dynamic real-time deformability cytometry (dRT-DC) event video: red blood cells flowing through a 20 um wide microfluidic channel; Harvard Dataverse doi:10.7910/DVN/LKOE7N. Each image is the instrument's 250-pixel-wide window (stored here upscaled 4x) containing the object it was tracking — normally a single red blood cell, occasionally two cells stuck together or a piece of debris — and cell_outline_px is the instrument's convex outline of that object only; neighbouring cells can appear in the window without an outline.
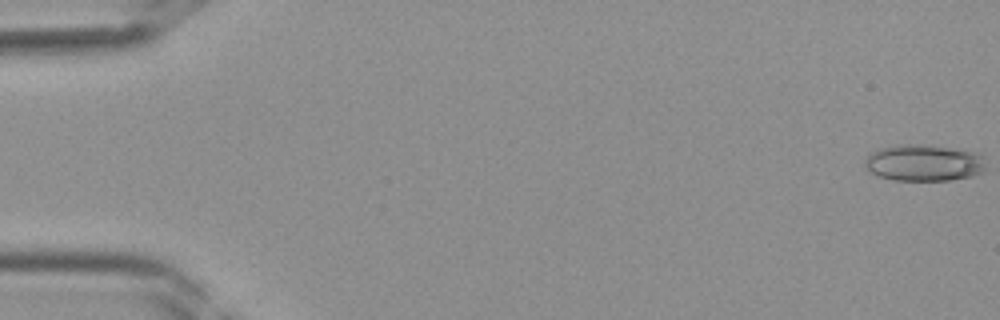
{"species": "Egyptian fruit bat (a non-hibernating species)", "species_latin": "Rousettus aegyptiacus", "temperature_condition": "room temperature", "stored_images_in_passage": 9, "camera_frame_rate_fps": 3000, "um_per_image_px": 0.085, "frame": {"image": 1, "passage_image": 1, "time_ms": 0.0, "image_size_px": [1000, 320], "cell_outline_px": [[984, 172], [972, 176], [948, 180], [892, 180], [880, 176], [872, 172], [864, 164], [864, 160], [872, 152], [880, 148], [900, 144], [920, 144], [972, 152], [984, 156]], "centroid_in_image_um": [78.52, 13.85], "position_along_channel_um": 6.5, "area_um2": 25.43}}